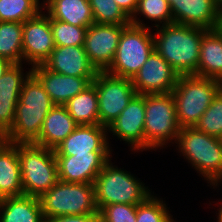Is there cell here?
<instances>
[{
    "label": "cell",
    "instance_id": "3957f363",
    "mask_svg": "<svg viewBox=\"0 0 222 222\" xmlns=\"http://www.w3.org/2000/svg\"><path fill=\"white\" fill-rule=\"evenodd\" d=\"M176 144L180 156H184L209 185L217 188L222 184V145L218 137L195 127H184L180 128Z\"/></svg>",
    "mask_w": 222,
    "mask_h": 222
},
{
    "label": "cell",
    "instance_id": "f546056e",
    "mask_svg": "<svg viewBox=\"0 0 222 222\" xmlns=\"http://www.w3.org/2000/svg\"><path fill=\"white\" fill-rule=\"evenodd\" d=\"M96 24L130 25V18L117 5L115 0H89Z\"/></svg>",
    "mask_w": 222,
    "mask_h": 222
},
{
    "label": "cell",
    "instance_id": "2e32d148",
    "mask_svg": "<svg viewBox=\"0 0 222 222\" xmlns=\"http://www.w3.org/2000/svg\"><path fill=\"white\" fill-rule=\"evenodd\" d=\"M55 105L64 106L71 98L83 92L95 77L67 76L48 70L43 64L31 67Z\"/></svg>",
    "mask_w": 222,
    "mask_h": 222
},
{
    "label": "cell",
    "instance_id": "5bb4252c",
    "mask_svg": "<svg viewBox=\"0 0 222 222\" xmlns=\"http://www.w3.org/2000/svg\"><path fill=\"white\" fill-rule=\"evenodd\" d=\"M145 95L136 94L120 115L107 127V133L117 137L133 152L145 150Z\"/></svg>",
    "mask_w": 222,
    "mask_h": 222
},
{
    "label": "cell",
    "instance_id": "7a4b0ae2",
    "mask_svg": "<svg viewBox=\"0 0 222 222\" xmlns=\"http://www.w3.org/2000/svg\"><path fill=\"white\" fill-rule=\"evenodd\" d=\"M54 106L43 85L31 74L23 84L16 105L15 120L3 135V140L9 143H34L45 117Z\"/></svg>",
    "mask_w": 222,
    "mask_h": 222
},
{
    "label": "cell",
    "instance_id": "60d3db41",
    "mask_svg": "<svg viewBox=\"0 0 222 222\" xmlns=\"http://www.w3.org/2000/svg\"><path fill=\"white\" fill-rule=\"evenodd\" d=\"M166 1L169 2L171 5L175 0H166Z\"/></svg>",
    "mask_w": 222,
    "mask_h": 222
},
{
    "label": "cell",
    "instance_id": "ba28073f",
    "mask_svg": "<svg viewBox=\"0 0 222 222\" xmlns=\"http://www.w3.org/2000/svg\"><path fill=\"white\" fill-rule=\"evenodd\" d=\"M39 200L45 221L63 215L99 214L94 184L59 180Z\"/></svg>",
    "mask_w": 222,
    "mask_h": 222
},
{
    "label": "cell",
    "instance_id": "4fadbf2b",
    "mask_svg": "<svg viewBox=\"0 0 222 222\" xmlns=\"http://www.w3.org/2000/svg\"><path fill=\"white\" fill-rule=\"evenodd\" d=\"M126 27L93 23L87 28L83 47L97 71H106L112 64L120 36Z\"/></svg>",
    "mask_w": 222,
    "mask_h": 222
},
{
    "label": "cell",
    "instance_id": "9a60e30c",
    "mask_svg": "<svg viewBox=\"0 0 222 222\" xmlns=\"http://www.w3.org/2000/svg\"><path fill=\"white\" fill-rule=\"evenodd\" d=\"M55 157L60 181L94 184L97 175L112 158V151H91L89 154Z\"/></svg>",
    "mask_w": 222,
    "mask_h": 222
},
{
    "label": "cell",
    "instance_id": "f1b7e54d",
    "mask_svg": "<svg viewBox=\"0 0 222 222\" xmlns=\"http://www.w3.org/2000/svg\"><path fill=\"white\" fill-rule=\"evenodd\" d=\"M42 9L39 0H0V21L24 23Z\"/></svg>",
    "mask_w": 222,
    "mask_h": 222
},
{
    "label": "cell",
    "instance_id": "d6a6232c",
    "mask_svg": "<svg viewBox=\"0 0 222 222\" xmlns=\"http://www.w3.org/2000/svg\"><path fill=\"white\" fill-rule=\"evenodd\" d=\"M195 128L198 131L218 138L222 135V90L200 117Z\"/></svg>",
    "mask_w": 222,
    "mask_h": 222
},
{
    "label": "cell",
    "instance_id": "ffe728a7",
    "mask_svg": "<svg viewBox=\"0 0 222 222\" xmlns=\"http://www.w3.org/2000/svg\"><path fill=\"white\" fill-rule=\"evenodd\" d=\"M220 8L215 0H175L171 14L173 23L214 30Z\"/></svg>",
    "mask_w": 222,
    "mask_h": 222
},
{
    "label": "cell",
    "instance_id": "8fae6325",
    "mask_svg": "<svg viewBox=\"0 0 222 222\" xmlns=\"http://www.w3.org/2000/svg\"><path fill=\"white\" fill-rule=\"evenodd\" d=\"M179 74L154 49L147 61L131 79L136 94L172 93Z\"/></svg>",
    "mask_w": 222,
    "mask_h": 222
},
{
    "label": "cell",
    "instance_id": "277c9868",
    "mask_svg": "<svg viewBox=\"0 0 222 222\" xmlns=\"http://www.w3.org/2000/svg\"><path fill=\"white\" fill-rule=\"evenodd\" d=\"M222 90V82L197 75H179L172 96L179 127H195Z\"/></svg>",
    "mask_w": 222,
    "mask_h": 222
},
{
    "label": "cell",
    "instance_id": "603a6c76",
    "mask_svg": "<svg viewBox=\"0 0 222 222\" xmlns=\"http://www.w3.org/2000/svg\"><path fill=\"white\" fill-rule=\"evenodd\" d=\"M43 10L55 20L77 27H86L94 23L89 0H43Z\"/></svg>",
    "mask_w": 222,
    "mask_h": 222
},
{
    "label": "cell",
    "instance_id": "7c38bea8",
    "mask_svg": "<svg viewBox=\"0 0 222 222\" xmlns=\"http://www.w3.org/2000/svg\"><path fill=\"white\" fill-rule=\"evenodd\" d=\"M42 11L23 23V63L31 67L43 64L55 48L50 16Z\"/></svg>",
    "mask_w": 222,
    "mask_h": 222
},
{
    "label": "cell",
    "instance_id": "44dd1931",
    "mask_svg": "<svg viewBox=\"0 0 222 222\" xmlns=\"http://www.w3.org/2000/svg\"><path fill=\"white\" fill-rule=\"evenodd\" d=\"M24 195L17 143L0 141V199Z\"/></svg>",
    "mask_w": 222,
    "mask_h": 222
},
{
    "label": "cell",
    "instance_id": "30bf717a",
    "mask_svg": "<svg viewBox=\"0 0 222 222\" xmlns=\"http://www.w3.org/2000/svg\"><path fill=\"white\" fill-rule=\"evenodd\" d=\"M92 84L98 95L99 124L108 127L136 95L131 79L98 71Z\"/></svg>",
    "mask_w": 222,
    "mask_h": 222
},
{
    "label": "cell",
    "instance_id": "1f68e13d",
    "mask_svg": "<svg viewBox=\"0 0 222 222\" xmlns=\"http://www.w3.org/2000/svg\"><path fill=\"white\" fill-rule=\"evenodd\" d=\"M173 220L166 203L153 194L137 205L136 222H172Z\"/></svg>",
    "mask_w": 222,
    "mask_h": 222
},
{
    "label": "cell",
    "instance_id": "ab89813d",
    "mask_svg": "<svg viewBox=\"0 0 222 222\" xmlns=\"http://www.w3.org/2000/svg\"><path fill=\"white\" fill-rule=\"evenodd\" d=\"M215 1L220 7H222V0H215Z\"/></svg>",
    "mask_w": 222,
    "mask_h": 222
},
{
    "label": "cell",
    "instance_id": "836d02e7",
    "mask_svg": "<svg viewBox=\"0 0 222 222\" xmlns=\"http://www.w3.org/2000/svg\"><path fill=\"white\" fill-rule=\"evenodd\" d=\"M137 205L111 204L99 211L100 222H136Z\"/></svg>",
    "mask_w": 222,
    "mask_h": 222
},
{
    "label": "cell",
    "instance_id": "ac0fdd59",
    "mask_svg": "<svg viewBox=\"0 0 222 222\" xmlns=\"http://www.w3.org/2000/svg\"><path fill=\"white\" fill-rule=\"evenodd\" d=\"M23 63L12 64L0 80V133L4 135L15 120L16 105L32 68L24 73Z\"/></svg>",
    "mask_w": 222,
    "mask_h": 222
},
{
    "label": "cell",
    "instance_id": "6da1fadb",
    "mask_svg": "<svg viewBox=\"0 0 222 222\" xmlns=\"http://www.w3.org/2000/svg\"><path fill=\"white\" fill-rule=\"evenodd\" d=\"M154 49L179 75H197L202 36L207 29L171 23L156 27Z\"/></svg>",
    "mask_w": 222,
    "mask_h": 222
},
{
    "label": "cell",
    "instance_id": "52a82bcc",
    "mask_svg": "<svg viewBox=\"0 0 222 222\" xmlns=\"http://www.w3.org/2000/svg\"><path fill=\"white\" fill-rule=\"evenodd\" d=\"M180 132L172 93L145 95V151L176 143ZM174 140V141H173ZM166 145V146H165Z\"/></svg>",
    "mask_w": 222,
    "mask_h": 222
},
{
    "label": "cell",
    "instance_id": "d4e9b609",
    "mask_svg": "<svg viewBox=\"0 0 222 222\" xmlns=\"http://www.w3.org/2000/svg\"><path fill=\"white\" fill-rule=\"evenodd\" d=\"M197 76L222 82V36L215 29L202 36Z\"/></svg>",
    "mask_w": 222,
    "mask_h": 222
},
{
    "label": "cell",
    "instance_id": "d590c367",
    "mask_svg": "<svg viewBox=\"0 0 222 222\" xmlns=\"http://www.w3.org/2000/svg\"><path fill=\"white\" fill-rule=\"evenodd\" d=\"M123 12L131 18L138 6V0H115Z\"/></svg>",
    "mask_w": 222,
    "mask_h": 222
},
{
    "label": "cell",
    "instance_id": "8992f818",
    "mask_svg": "<svg viewBox=\"0 0 222 222\" xmlns=\"http://www.w3.org/2000/svg\"><path fill=\"white\" fill-rule=\"evenodd\" d=\"M24 195L40 197L58 181L55 151L34 143H17Z\"/></svg>",
    "mask_w": 222,
    "mask_h": 222
},
{
    "label": "cell",
    "instance_id": "484cf974",
    "mask_svg": "<svg viewBox=\"0 0 222 222\" xmlns=\"http://www.w3.org/2000/svg\"><path fill=\"white\" fill-rule=\"evenodd\" d=\"M78 125L99 124L98 95L93 84L64 105Z\"/></svg>",
    "mask_w": 222,
    "mask_h": 222
},
{
    "label": "cell",
    "instance_id": "e575fe53",
    "mask_svg": "<svg viewBox=\"0 0 222 222\" xmlns=\"http://www.w3.org/2000/svg\"><path fill=\"white\" fill-rule=\"evenodd\" d=\"M46 222H100L99 214L63 215L46 220Z\"/></svg>",
    "mask_w": 222,
    "mask_h": 222
},
{
    "label": "cell",
    "instance_id": "9c48e42d",
    "mask_svg": "<svg viewBox=\"0 0 222 222\" xmlns=\"http://www.w3.org/2000/svg\"><path fill=\"white\" fill-rule=\"evenodd\" d=\"M151 27L128 25L119 39L117 51L107 73L132 79L154 50Z\"/></svg>",
    "mask_w": 222,
    "mask_h": 222
},
{
    "label": "cell",
    "instance_id": "4dcf8cb0",
    "mask_svg": "<svg viewBox=\"0 0 222 222\" xmlns=\"http://www.w3.org/2000/svg\"><path fill=\"white\" fill-rule=\"evenodd\" d=\"M55 46H83L86 27H77L50 17Z\"/></svg>",
    "mask_w": 222,
    "mask_h": 222
},
{
    "label": "cell",
    "instance_id": "74e56055",
    "mask_svg": "<svg viewBox=\"0 0 222 222\" xmlns=\"http://www.w3.org/2000/svg\"><path fill=\"white\" fill-rule=\"evenodd\" d=\"M215 30L222 36V7L220 8Z\"/></svg>",
    "mask_w": 222,
    "mask_h": 222
},
{
    "label": "cell",
    "instance_id": "d6986e66",
    "mask_svg": "<svg viewBox=\"0 0 222 222\" xmlns=\"http://www.w3.org/2000/svg\"><path fill=\"white\" fill-rule=\"evenodd\" d=\"M43 65L50 71L67 76L96 77L98 73L83 46H55Z\"/></svg>",
    "mask_w": 222,
    "mask_h": 222
},
{
    "label": "cell",
    "instance_id": "4316f807",
    "mask_svg": "<svg viewBox=\"0 0 222 222\" xmlns=\"http://www.w3.org/2000/svg\"><path fill=\"white\" fill-rule=\"evenodd\" d=\"M23 23L0 21V58L13 64L23 62Z\"/></svg>",
    "mask_w": 222,
    "mask_h": 222
},
{
    "label": "cell",
    "instance_id": "f35d334b",
    "mask_svg": "<svg viewBox=\"0 0 222 222\" xmlns=\"http://www.w3.org/2000/svg\"><path fill=\"white\" fill-rule=\"evenodd\" d=\"M221 203H220V205H218L219 207H218V213H216L217 214V221L218 222H222V201H220Z\"/></svg>",
    "mask_w": 222,
    "mask_h": 222
},
{
    "label": "cell",
    "instance_id": "cb8c5ba5",
    "mask_svg": "<svg viewBox=\"0 0 222 222\" xmlns=\"http://www.w3.org/2000/svg\"><path fill=\"white\" fill-rule=\"evenodd\" d=\"M0 222H46L39 197L20 195L0 199Z\"/></svg>",
    "mask_w": 222,
    "mask_h": 222
},
{
    "label": "cell",
    "instance_id": "7bdbcfd3",
    "mask_svg": "<svg viewBox=\"0 0 222 222\" xmlns=\"http://www.w3.org/2000/svg\"><path fill=\"white\" fill-rule=\"evenodd\" d=\"M219 139H220V142H221V145H222V135L219 137Z\"/></svg>",
    "mask_w": 222,
    "mask_h": 222
},
{
    "label": "cell",
    "instance_id": "7402d4cb",
    "mask_svg": "<svg viewBox=\"0 0 222 222\" xmlns=\"http://www.w3.org/2000/svg\"><path fill=\"white\" fill-rule=\"evenodd\" d=\"M77 126L65 106L55 105L45 117L34 144L54 150Z\"/></svg>",
    "mask_w": 222,
    "mask_h": 222
},
{
    "label": "cell",
    "instance_id": "83f0119b",
    "mask_svg": "<svg viewBox=\"0 0 222 222\" xmlns=\"http://www.w3.org/2000/svg\"><path fill=\"white\" fill-rule=\"evenodd\" d=\"M139 14L146 20L154 21L152 26L154 28L173 23L171 5L166 0H138L137 9L130 18V23L139 27H149L140 17H137L140 16Z\"/></svg>",
    "mask_w": 222,
    "mask_h": 222
},
{
    "label": "cell",
    "instance_id": "8d00e7d4",
    "mask_svg": "<svg viewBox=\"0 0 222 222\" xmlns=\"http://www.w3.org/2000/svg\"><path fill=\"white\" fill-rule=\"evenodd\" d=\"M12 64L9 60L0 58V80Z\"/></svg>",
    "mask_w": 222,
    "mask_h": 222
},
{
    "label": "cell",
    "instance_id": "5b68a950",
    "mask_svg": "<svg viewBox=\"0 0 222 222\" xmlns=\"http://www.w3.org/2000/svg\"><path fill=\"white\" fill-rule=\"evenodd\" d=\"M110 159L94 181L95 199L98 210L111 204L138 205L152 193L131 172L113 165Z\"/></svg>",
    "mask_w": 222,
    "mask_h": 222
},
{
    "label": "cell",
    "instance_id": "e0dca14e",
    "mask_svg": "<svg viewBox=\"0 0 222 222\" xmlns=\"http://www.w3.org/2000/svg\"><path fill=\"white\" fill-rule=\"evenodd\" d=\"M107 127L100 124L78 125L55 149V156L89 154L91 151H112ZM109 140V141H108Z\"/></svg>",
    "mask_w": 222,
    "mask_h": 222
},
{
    "label": "cell",
    "instance_id": "b9f144b4",
    "mask_svg": "<svg viewBox=\"0 0 222 222\" xmlns=\"http://www.w3.org/2000/svg\"><path fill=\"white\" fill-rule=\"evenodd\" d=\"M3 140V135L0 133V141Z\"/></svg>",
    "mask_w": 222,
    "mask_h": 222
}]
</instances>
